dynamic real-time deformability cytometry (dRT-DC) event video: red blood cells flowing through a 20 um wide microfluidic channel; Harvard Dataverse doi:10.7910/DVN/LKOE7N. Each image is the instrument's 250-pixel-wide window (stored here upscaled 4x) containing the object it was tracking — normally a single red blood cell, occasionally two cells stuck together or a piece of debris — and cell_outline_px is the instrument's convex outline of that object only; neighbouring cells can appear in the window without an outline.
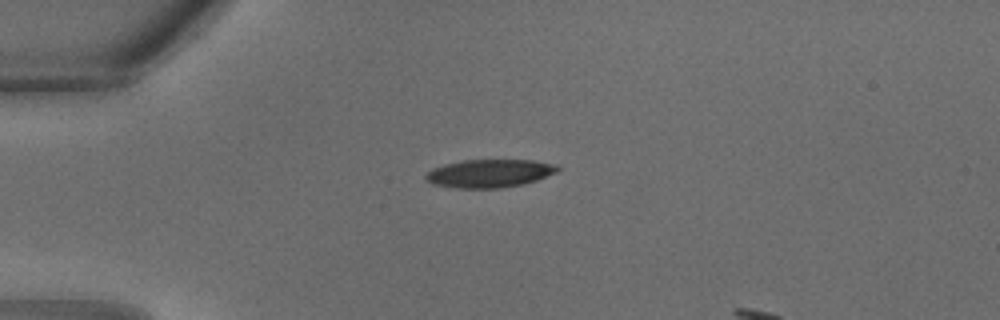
{"species": "common noctule bat (a hibernating species)", "species_latin": "Nyctalus noctula", "temperature_condition": "warm", "stored_images_in_passage": 3, "camera_frame_rate_fps": 3000, "um_per_image_px": 0.085, "animal": {"sex": "male", "body_mass_g": 18.8}, "frame": {"image": 1, "passage_image": 1, "time_ms": 0.0, "image_size_px": [1000, 320], "cell_outline_px": [[560, 172], [524, 184], [500, 188], [456, 188], [432, 184], [424, 176], [432, 168], [444, 164], [464, 160], [532, 160], [556, 164], [560, 168]], "centroid_in_image_um": [41.64, 14.73], "position_along_channel_um": 43.4, "area_um2": 21.73}}